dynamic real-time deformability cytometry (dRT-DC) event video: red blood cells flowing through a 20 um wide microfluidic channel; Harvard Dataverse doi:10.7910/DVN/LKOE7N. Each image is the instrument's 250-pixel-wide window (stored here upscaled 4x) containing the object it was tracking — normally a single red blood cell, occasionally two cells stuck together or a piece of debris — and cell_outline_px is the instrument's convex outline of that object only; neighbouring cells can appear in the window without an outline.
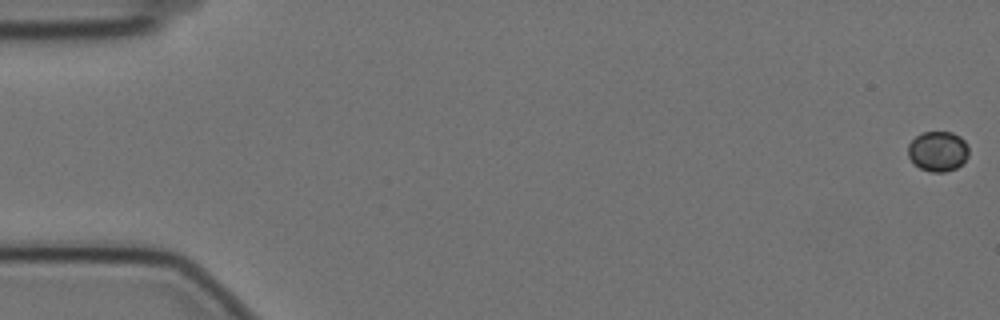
{"species": "Egyptian fruit bat (a non-hibernating species)", "species_latin": "Rousettus aegyptiacus", "temperature_condition": "cold", "stored_images_in_passage": 9, "camera_frame_rate_fps": 3000, "um_per_image_px": 0.085, "animal": {"sex": "female"}, "frame": {"image": 1, "passage_image": 1, "time_ms": 0.0, "image_size_px": [1000, 320], "cell_outline_px": [[968, 156], [956, 168], [944, 172], [932, 172], [920, 168], [908, 156], [908, 144], [916, 136], [924, 132], [952, 132], [960, 136], [968, 144]], "centroid_in_image_um": [79.73, 12.84], "position_along_channel_um": 5.3, "area_um2": 14.1}}